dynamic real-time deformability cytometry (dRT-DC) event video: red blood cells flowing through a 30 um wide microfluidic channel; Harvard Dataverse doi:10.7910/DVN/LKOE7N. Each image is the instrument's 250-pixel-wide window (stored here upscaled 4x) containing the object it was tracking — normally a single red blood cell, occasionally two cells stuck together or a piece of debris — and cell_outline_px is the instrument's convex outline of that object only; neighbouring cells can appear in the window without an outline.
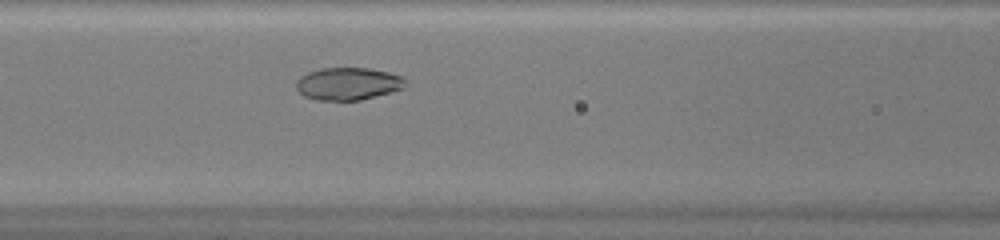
{"species": "common noctule bat (a hibernating species)", "species_latin": "Nyctalus noctula", "temperature_condition": "warm", "stored_images_in_passage": 38, "camera_frame_rate_fps": 3000, "um_per_image_px": 0.085, "animal": {"sex": "female", "body_mass_g": 20.0, "forearm_length_mm": 54.0}, "frame": {"image": 1, "passage_image": 11, "time_ms": 3.333, "image_size_px": [1000, 240], "cell_outline_px": [[408, 80], [404, 88], [392, 92], [360, 100], [316, 100], [304, 96], [296, 88], [296, 80], [300, 76], [308, 72], [320, 68], [368, 68], [388, 72], [400, 76]], "centroid_in_image_um": [29.59, 7.12], "position_along_channel_um": 137.0, "area_um2": 20.81}}
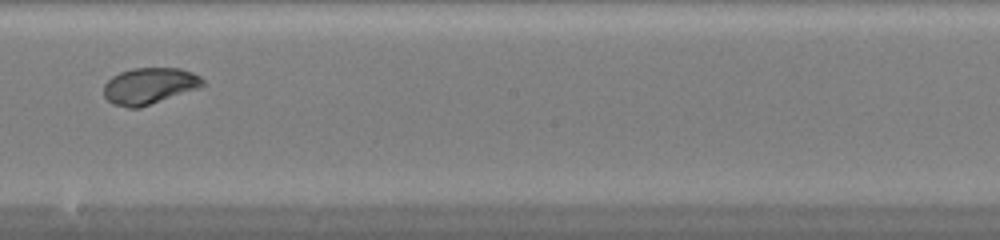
{"frame": {"image": 2, "passage_image": 18, "time_ms": 5.667, "image_size_px": [1000, 240], "cell_outline_px": [[208, 84], [204, 88], [140, 108], [128, 108], [112, 104], [104, 96], [104, 84], [112, 76], [120, 72], [132, 68], [180, 68], [192, 72], [200, 76]], "centroid_in_image_um": [12.77, 7.32], "position_along_channel_um": 235.4, "area_um2": 21.68}}
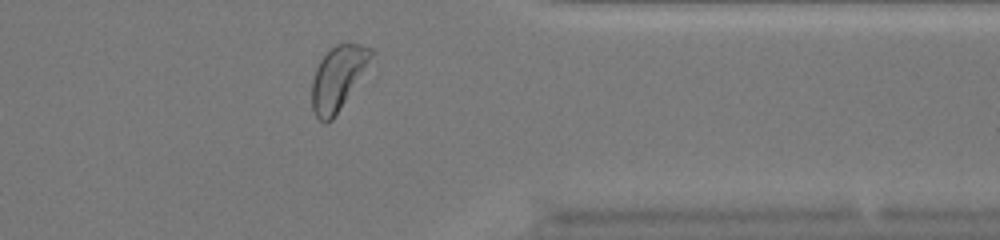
{"frame": {"image": 3, "passage_image": 29, "time_ms": 9.333, "image_size_px": [1000, 240], "cell_outline_px": [[376, 52], [332, 120], [328, 124], [324, 124], [316, 116], [312, 108], [312, 80], [316, 68], [320, 60], [336, 44], [360, 44], [372, 48]], "centroid_in_image_um": [28.71, 6.62], "position_along_channel_um": 382.7, "area_um2": 21.56}, "authors_computed_cell_mechanics": {"area_um2": 21.6461, "velocity_mm_per_s": 4.2496, "shape_relaxation_time_tau1_ms": 2.4644, "shape_relaxation_time_tau2_ms": null, "deformation_change_tau1": 0.1089, "deformation_change_tau2": null}}